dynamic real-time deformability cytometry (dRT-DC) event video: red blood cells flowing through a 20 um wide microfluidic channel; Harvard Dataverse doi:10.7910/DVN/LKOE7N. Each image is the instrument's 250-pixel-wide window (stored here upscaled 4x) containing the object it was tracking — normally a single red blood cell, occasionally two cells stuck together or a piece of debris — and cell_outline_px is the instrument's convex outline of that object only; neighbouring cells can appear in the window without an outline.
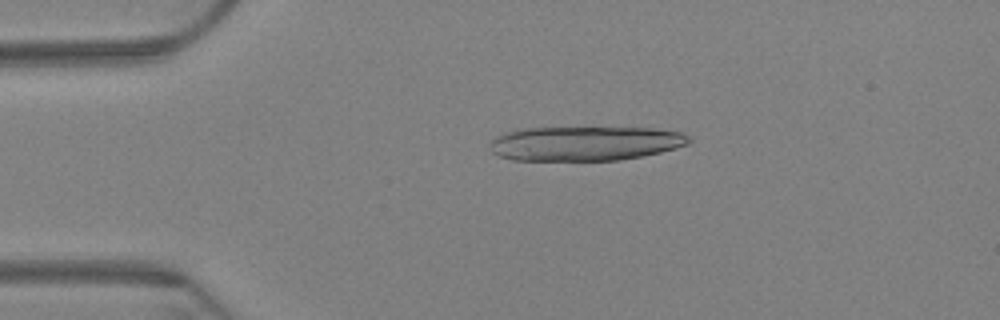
{"species": "Egyptian fruit bat (a non-hibernating species)", "species_latin": "Rousettus aegyptiacus", "temperature_condition": "warm", "stored_images_in_passage": 9, "camera_frame_rate_fps": 3000, "um_per_image_px": 0.085, "animal": {"sex": "female"}, "frame": {"image": 1, "passage_image": 2, "time_ms": 0.333, "image_size_px": [1000, 320], "cell_outline_px": [[692, 140], [688, 144], [660, 152], [640, 156], [616, 160], [512, 160], [500, 156], [492, 152], [488, 148], [488, 144], [492, 140], [508, 132], [524, 128], [652, 128], [680, 132], [688, 136]], "centroid_in_image_um": [49.72, 12.19], "position_along_channel_um": 35.3, "area_um2": 39.59}}